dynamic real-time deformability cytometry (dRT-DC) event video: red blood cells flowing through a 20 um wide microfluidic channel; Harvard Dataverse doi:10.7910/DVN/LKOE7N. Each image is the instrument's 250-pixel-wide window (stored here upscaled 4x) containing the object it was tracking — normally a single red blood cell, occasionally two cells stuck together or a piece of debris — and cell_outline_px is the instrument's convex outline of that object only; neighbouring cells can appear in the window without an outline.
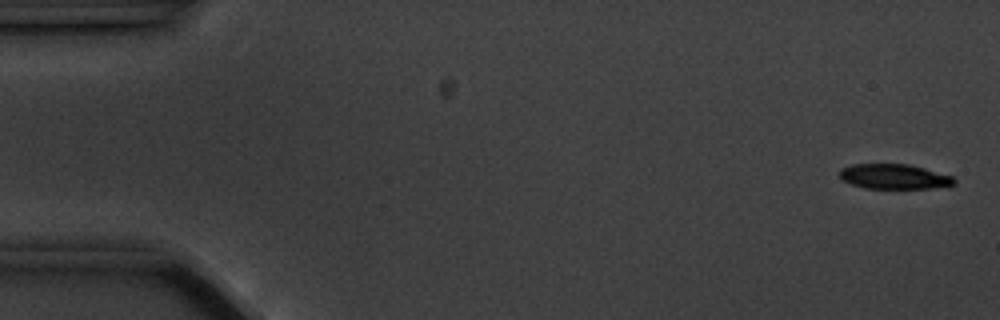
{"species": "common noctule bat (a hibernating species)", "species_latin": "Nyctalus noctula", "temperature_condition": "cold", "stored_images_in_passage": 55, "camera_frame_rate_fps": 3000, "um_per_image_px": 0.085, "animal": {"sex": "male", "body_mass_g": 20.1, "forearm_length_mm": 53.5}, "frame": {"image": 1, "passage_image": 1, "time_ms": 0.0, "image_size_px": [1000, 320], "cell_outline_px": [[956, 184], [928, 188], [864, 188], [840, 180], [840, 168], [852, 164], [908, 164], [924, 168], [952, 176], [956, 180]], "centroid_in_image_um": [75.96, 15.0], "position_along_channel_um": 9.0, "area_um2": 16.59}}
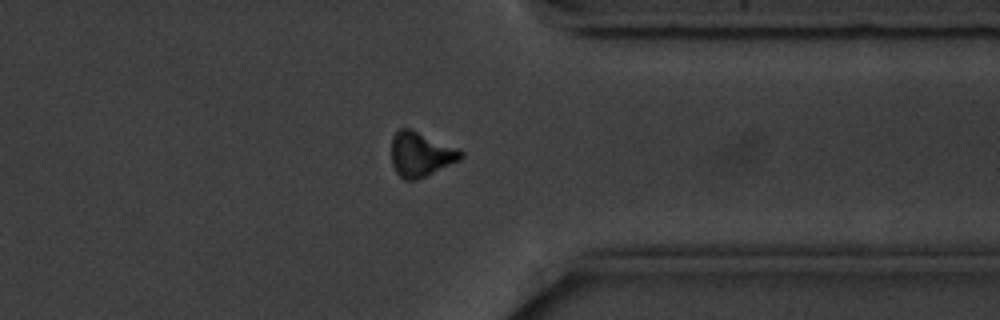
{"frame": {"image": 2, "passage_image": 43, "time_ms": 14.0, "image_size_px": [1000, 320], "cell_outline_px": [[464, 156], [460, 160], [416, 180], [404, 180], [396, 172], [392, 164], [392, 136], [400, 128], [408, 128], [456, 148], [464, 152]], "centroid_in_image_um": [35.74, 13.13], "position_along_channel_um": 375.7, "area_um2": 17.69}}
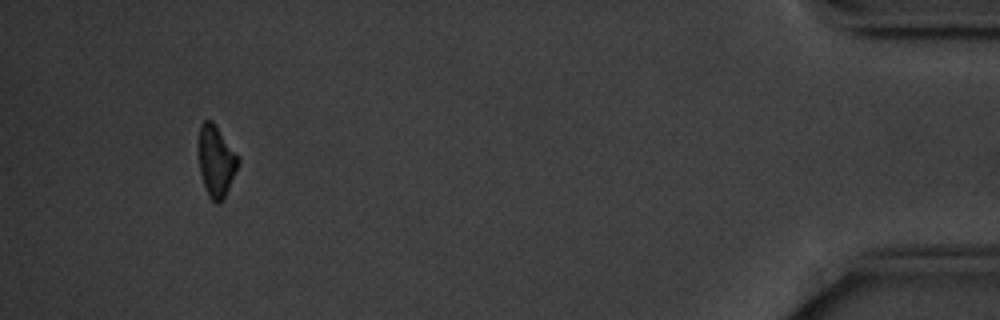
{"frame": {"image": 3, "passage_image": 52, "time_ms": 17.0, "image_size_px": [1000, 320], "cell_outline_px": [[240, 160], [228, 188], [224, 196], [216, 204], [208, 196], [200, 172], [200, 124], [204, 120], [212, 120]], "centroid_in_image_um": [18.36, 13.69], "position_along_channel_um": 416.8, "area_um2": 15.61}, "authors_computed_cell_mechanics": {"area_um2": 18.3226, "velocity_mm_per_s": 3.5447, "shape_relaxation_time_tau1_ms": 2.949, "shape_relaxation_time_tau2_ms": null, "deformation_change_tau1": 0.1079, "deformation_change_tau2": null}}